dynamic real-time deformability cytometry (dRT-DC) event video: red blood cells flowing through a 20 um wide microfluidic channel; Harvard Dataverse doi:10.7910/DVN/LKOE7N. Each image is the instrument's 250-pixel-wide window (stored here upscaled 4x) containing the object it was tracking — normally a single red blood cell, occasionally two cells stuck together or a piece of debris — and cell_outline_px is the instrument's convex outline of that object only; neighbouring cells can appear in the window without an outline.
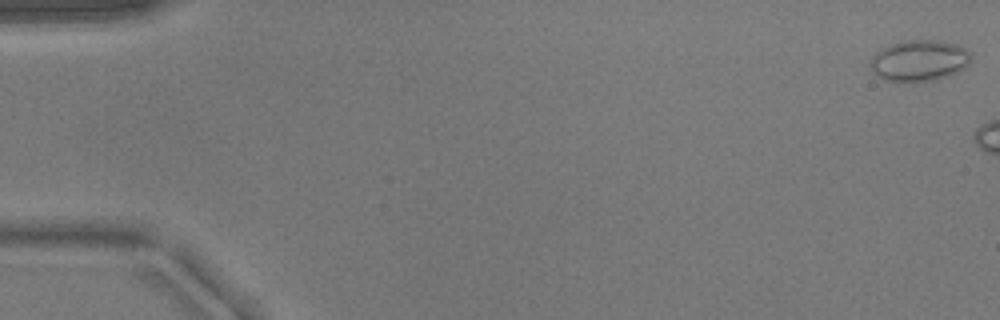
{"species": "common noctule bat (a hibernating species)", "species_latin": "Nyctalus noctula", "temperature_condition": "warm", "stored_images_in_passage": 5, "camera_frame_rate_fps": 3000, "um_per_image_px": 0.085, "animal": {"sex": "male", "body_mass_g": 17.9}, "frame": {"image": 1, "passage_image": 1, "time_ms": 0.0, "image_size_px": [1000, 320], "cell_outline_px": [[972, 60], [964, 68], [948, 76], [932, 80], [884, 80], [872, 72], [872, 56], [880, 48], [904, 40], [940, 40], [956, 44], [964, 48], [972, 56]], "centroid_in_image_um": [78.15, 5.12], "position_along_channel_um": 6.8, "area_um2": 23.81}}